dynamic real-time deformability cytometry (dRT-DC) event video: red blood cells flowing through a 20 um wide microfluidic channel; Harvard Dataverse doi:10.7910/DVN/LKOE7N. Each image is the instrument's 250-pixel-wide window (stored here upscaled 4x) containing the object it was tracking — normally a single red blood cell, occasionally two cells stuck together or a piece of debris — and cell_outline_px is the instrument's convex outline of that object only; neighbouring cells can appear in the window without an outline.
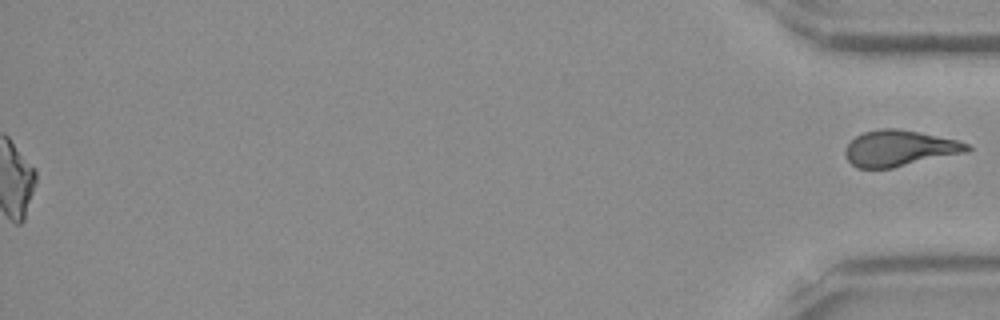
{"species": "Egyptian fruit bat (a non-hibernating species)", "species_latin": "Rousettus aegyptiacus", "temperature_condition": "room temperature", "stored_images_in_passage": 51, "segment_of_instrument_passage": [2, 2], "camera_frame_rate_fps": 3000, "um_per_image_px": 0.085, "frame": {"image": 1, "passage_image": 51, "time_ms": 16.667, "image_size_px": [1000, 320], "cell_outline_px": [[972, 148], [968, 152], [892, 168], [856, 168], [844, 156], [844, 148], [856, 136], [864, 132], [880, 128], [896, 128], [920, 132], [956, 140], [968, 144]], "centroid_in_image_um": [76.44, 12.6], "position_along_channel_um": 358.8, "area_um2": 25.61}}